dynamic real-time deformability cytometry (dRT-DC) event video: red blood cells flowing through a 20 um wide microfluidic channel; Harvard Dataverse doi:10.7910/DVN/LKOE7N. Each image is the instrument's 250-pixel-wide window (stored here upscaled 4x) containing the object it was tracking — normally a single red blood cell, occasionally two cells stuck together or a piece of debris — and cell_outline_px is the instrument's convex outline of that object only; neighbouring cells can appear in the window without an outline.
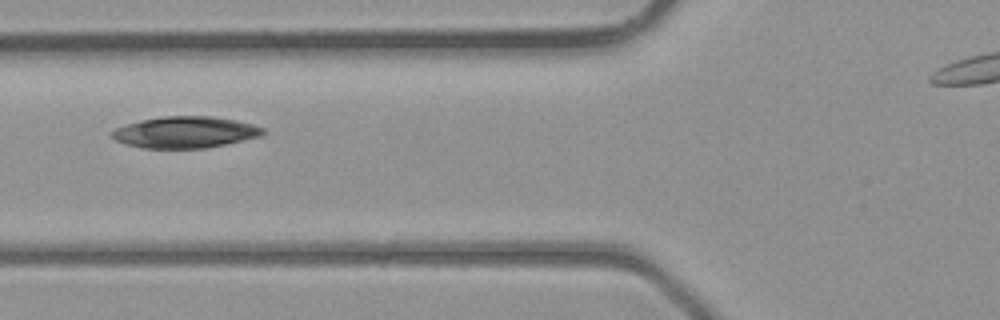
{"species": "common noctule bat (a hibernating species)", "species_latin": "Nyctalus noctula", "temperature_condition": "room temperature", "stored_images_in_passage": 2, "camera_frame_rate_fps": 3000, "um_per_image_px": 0.085, "animal": {"sex": "male", "body_mass_g": 23.1, "forearm_length_mm": 52.7}, "frame": {"image": 1, "passage_image": 2, "time_ms": 1.0, "image_size_px": [1000, 320], "cell_outline_px": [[264, 132], [260, 136], [224, 144], [204, 148], [140, 148], [116, 140], [112, 136], [112, 132], [116, 128], [124, 124], [140, 120], [160, 116], [212, 116], [236, 120], [252, 124], [264, 128]], "centroid_in_image_um": [15.72, 11.23], "position_along_channel_um": 110.1, "area_um2": 27.51}}